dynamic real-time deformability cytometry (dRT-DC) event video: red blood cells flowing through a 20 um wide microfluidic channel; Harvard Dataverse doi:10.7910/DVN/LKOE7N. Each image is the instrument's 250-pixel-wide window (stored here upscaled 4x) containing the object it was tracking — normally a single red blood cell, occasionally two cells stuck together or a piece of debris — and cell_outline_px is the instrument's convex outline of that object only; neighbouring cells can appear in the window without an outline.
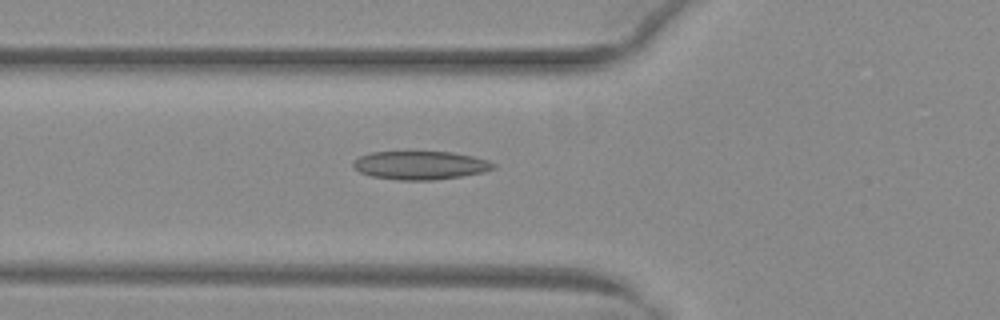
{"species": "common noctule bat (a hibernating species)", "species_latin": "Nyctalus noctula", "temperature_condition": "warm", "stored_images_in_passage": 31, "camera_frame_rate_fps": 3000, "um_per_image_px": 0.085, "animal": {"sex": "female", "body_mass_g": 29.2, "forearm_length_mm": 56.3}, "frame": {"image": 1, "passage_image": 2, "time_ms": 0.333, "image_size_px": [1000, 320], "cell_outline_px": [[496, 168], [484, 172], [436, 180], [400, 180], [372, 176], [360, 172], [352, 164], [360, 156], [372, 152], [452, 152], [472, 156], [488, 160], [496, 164]], "centroid_in_image_um": [35.77, 14.05], "position_along_channel_um": 90.0, "area_um2": 23.06}}
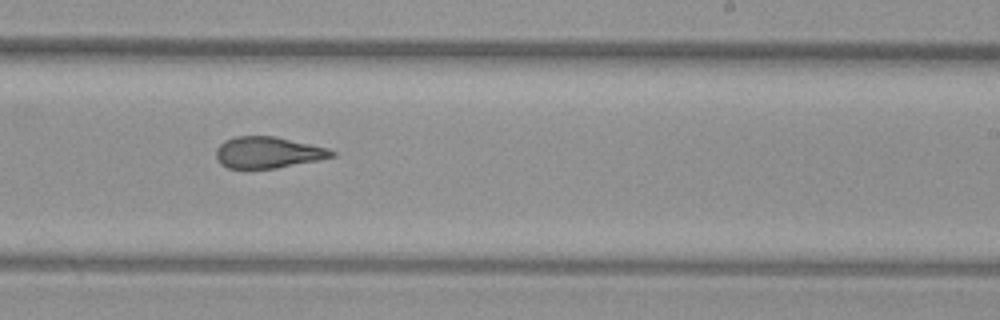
{"frame": {"image": 2, "passage_image": 15, "time_ms": 4.667, "image_size_px": [1000, 320], "cell_outline_px": [[336, 156], [276, 168], [228, 168], [220, 164], [216, 160], [216, 148], [224, 140], [236, 136], [272, 136], [328, 148], [336, 152]], "centroid_in_image_um": [22.73, 12.96], "position_along_channel_um": 266.3, "area_um2": 20.98}}
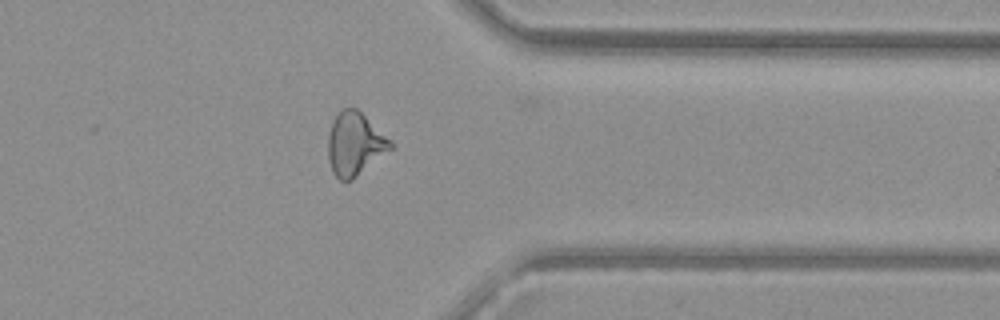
{"frame": {"image": 3, "passage_image": 24, "time_ms": 7.667, "image_size_px": [1000, 320], "cell_outline_px": [[396, 148], [352, 180], [340, 180], [332, 172], [328, 160], [328, 136], [332, 120], [344, 108], [356, 108]], "centroid_in_image_um": [30.15, 12.29], "position_along_channel_um": 381.3, "area_um2": 22.77}}